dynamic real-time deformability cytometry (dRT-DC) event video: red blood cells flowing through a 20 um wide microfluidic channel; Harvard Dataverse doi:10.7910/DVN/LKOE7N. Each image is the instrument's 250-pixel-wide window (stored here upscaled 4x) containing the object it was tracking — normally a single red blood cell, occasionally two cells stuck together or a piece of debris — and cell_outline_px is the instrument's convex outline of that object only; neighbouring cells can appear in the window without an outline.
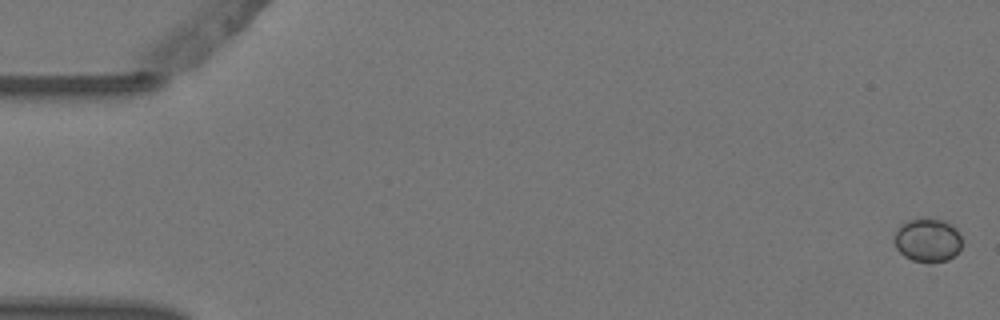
{"species": "Egyptian fruit bat (a non-hibernating species)", "species_latin": "Rousettus aegyptiacus", "temperature_condition": "warm", "stored_images_in_passage": 7, "camera_frame_rate_fps": 3000, "um_per_image_px": 0.085, "animal": {"sex": "female"}, "frame": {"image": 1, "passage_image": 1, "time_ms": 0.0, "image_size_px": [1000, 320], "cell_outline_px": [[960, 248], [948, 260], [932, 264], [912, 260], [904, 256], [896, 248], [896, 232], [900, 224], [908, 220], [944, 220], [952, 224], [956, 228], [960, 236]], "centroid_in_image_um": [78.85, 20.45], "position_along_channel_um": 6.1, "area_um2": 16.94}}
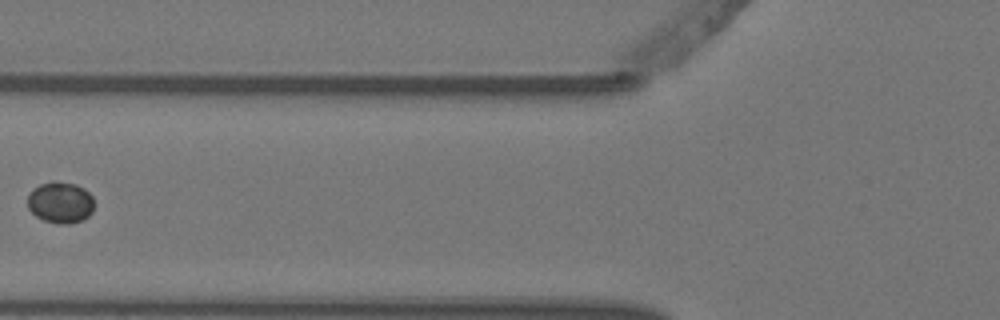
{"frame": {"image": 2, "passage_image": 6, "time_ms": 1.667, "image_size_px": [1000, 320], "cell_outline_px": [[96, 204], [92, 212], [88, 216], [80, 220], [68, 224], [60, 224], [44, 220], [36, 216], [28, 208], [28, 196], [32, 188], [40, 184], [52, 180], [76, 184], [84, 188], [92, 196]], "centroid_in_image_um": [5.15, 17.19], "position_along_channel_um": 120.7, "area_um2": 16.24}}
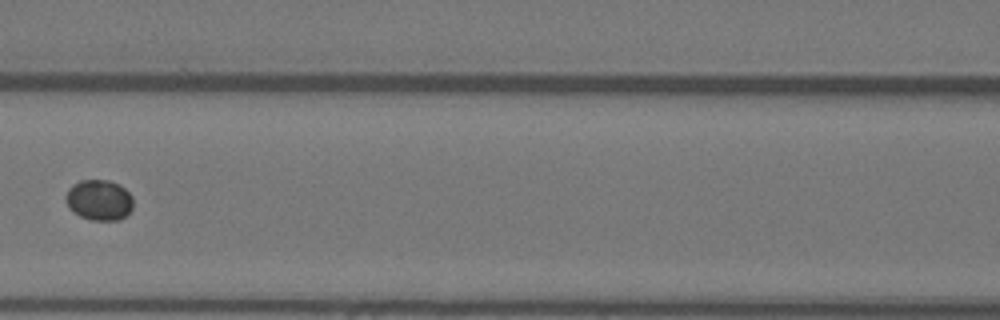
{"frame": {"image": 3, "passage_image": 7, "time_ms": 2.0, "image_size_px": [1000, 320], "cell_outline_px": [[132, 208], [120, 220], [92, 220], [80, 216], [72, 212], [68, 208], [64, 200], [64, 196], [68, 188], [72, 184], [80, 180], [108, 180], [120, 184], [132, 196]], "centroid_in_image_um": [8.37, 16.99], "position_along_channel_um": 158.2, "area_um2": 16.18}}